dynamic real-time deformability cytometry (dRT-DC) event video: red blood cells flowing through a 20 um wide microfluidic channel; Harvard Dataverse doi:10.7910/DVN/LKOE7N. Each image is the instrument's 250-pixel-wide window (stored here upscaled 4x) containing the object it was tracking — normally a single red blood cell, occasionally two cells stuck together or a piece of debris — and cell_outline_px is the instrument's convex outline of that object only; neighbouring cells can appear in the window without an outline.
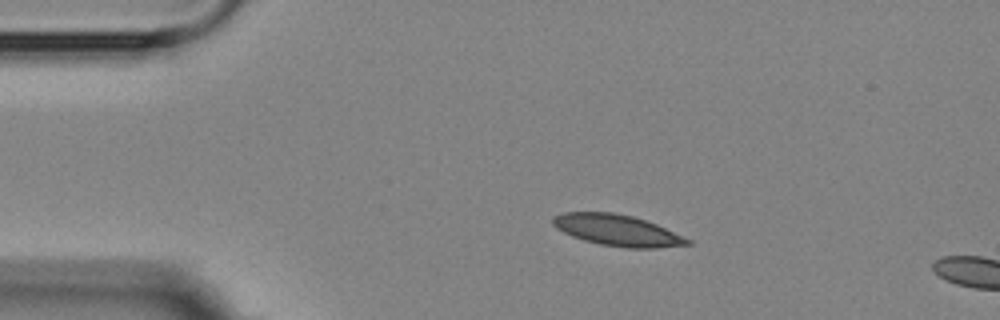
{"species": "Egyptian fruit bat (a non-hibernating species)", "species_latin": "Rousettus aegyptiacus", "temperature_condition": "room temperature", "stored_images_in_passage": 2, "camera_frame_rate_fps": 3000, "um_per_image_px": 0.085, "animal": {"sex": "female"}, "frame": {"image": 1, "passage_image": 1, "time_ms": 0.0, "image_size_px": [1000, 320], "cell_outline_px": [[692, 244], [656, 248], [628, 248], [600, 244], [584, 240], [572, 236], [556, 228], [552, 224], [552, 216], [564, 212], [612, 212], [632, 216], [656, 224], [692, 240]], "centroid_in_image_um": [52.45, 19.57], "position_along_channel_um": 32.5, "area_um2": 24.39}}